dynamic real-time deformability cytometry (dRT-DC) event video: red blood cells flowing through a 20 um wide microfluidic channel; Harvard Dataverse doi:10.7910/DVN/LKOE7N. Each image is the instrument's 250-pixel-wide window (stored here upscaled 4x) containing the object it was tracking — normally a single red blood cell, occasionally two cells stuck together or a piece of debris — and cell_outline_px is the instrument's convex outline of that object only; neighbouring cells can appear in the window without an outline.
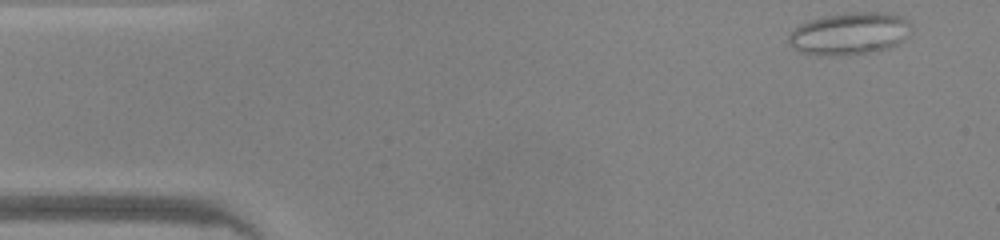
{"species": "common noctule bat (a hibernating species)", "species_latin": "Nyctalus noctula", "temperature_condition": "warm", "stored_images_in_passage": 45, "camera_frame_rate_fps": 3000, "um_per_image_px": 0.085, "animal": {"sex": "male", "body_mass_g": 20.0, "forearm_length_mm": 53.3}, "frame": {"image": 1, "passage_image": 1, "time_ms": 0.0, "image_size_px": [1000, 240], "cell_outline_px": [[908, 36], [896, 44], [888, 48], [868, 52], [840, 56], [816, 56], [800, 52], [792, 48], [788, 44], [788, 36], [800, 24], [808, 20], [824, 16], [848, 12], [880, 12], [900, 16], [908, 20]], "centroid_in_image_um": [72.13, 2.87], "position_along_channel_um": 12.9, "area_um2": 30.23}}
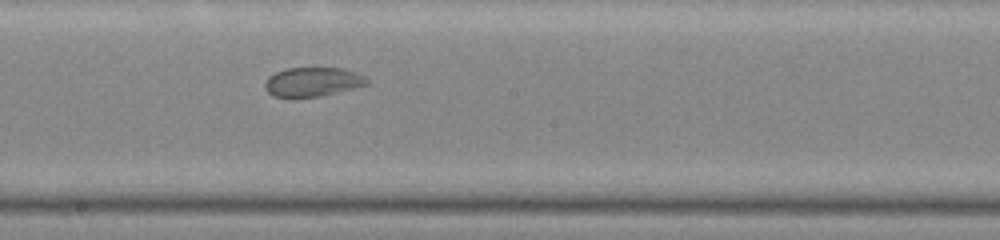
{"frame": {"image": 2, "passage_image": 23, "time_ms": 7.333, "image_size_px": [1000, 240], "cell_outline_px": [[368, 84], [320, 96], [272, 96], [264, 88], [264, 84], [268, 76], [284, 68], [344, 68], [364, 76], [368, 80]], "centroid_in_image_um": [26.54, 6.94], "position_along_channel_um": 221.7, "area_um2": 17.05}}
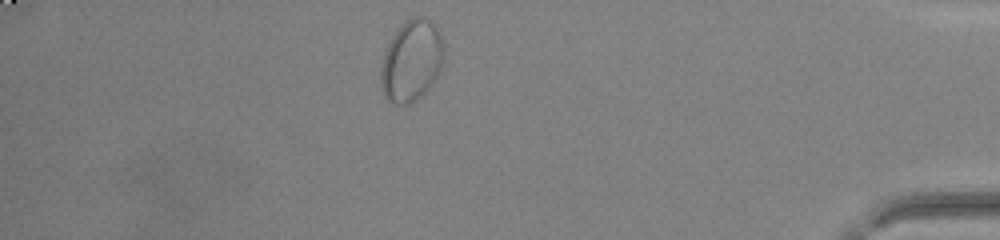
{"frame": {"image": 3, "passage_image": 39, "time_ms": 12.667, "image_size_px": [1000, 240], "cell_outline_px": [[444, 56], [440, 68], [436, 76], [428, 88], [416, 100], [408, 104], [392, 104], [384, 96], [380, 84], [380, 68], [384, 52], [392, 36], [404, 20], [412, 16], [424, 16], [432, 20], [440, 32], [444, 44]], "centroid_in_image_um": [34.97, 5.13], "position_along_channel_um": 400.2, "area_um2": 30.29}}